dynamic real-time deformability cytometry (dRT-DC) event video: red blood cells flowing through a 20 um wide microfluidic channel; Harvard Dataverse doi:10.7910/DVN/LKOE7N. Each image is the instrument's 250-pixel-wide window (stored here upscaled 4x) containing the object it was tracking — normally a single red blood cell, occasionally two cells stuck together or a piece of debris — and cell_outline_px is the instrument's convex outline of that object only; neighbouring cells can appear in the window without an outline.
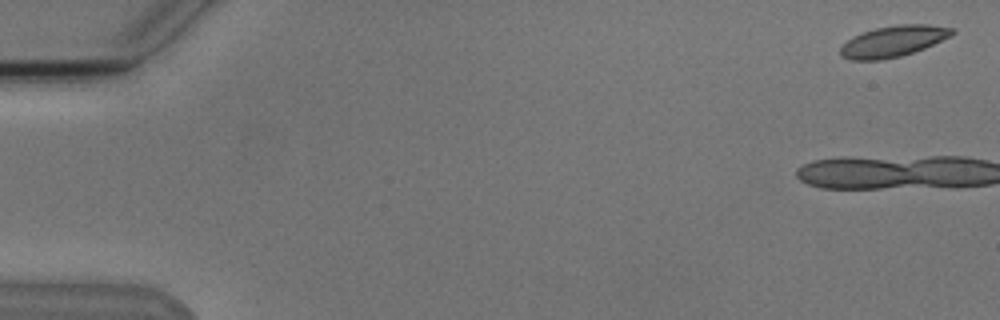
{"species": "Egyptian fruit bat (a non-hibernating species)", "species_latin": "Rousettus aegyptiacus", "temperature_condition": "cold", "stored_images_in_passage": 7, "camera_frame_rate_fps": 3000, "um_per_image_px": 0.085, "animal": {"sex": "male"}, "frame": {"image": 1, "passage_image": 1, "time_ms": 0.0, "image_size_px": [1000, 320], "cell_outline_px": [[956, 32], [952, 36], [924, 48], [900, 56], [880, 60], [852, 60], [840, 56], [840, 48], [852, 36], [876, 28], [896, 24], [928, 24], [956, 28]], "centroid_in_image_um": [75.96, 3.49], "position_along_channel_um": 9.0, "area_um2": 20.29}}